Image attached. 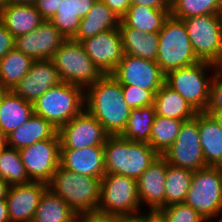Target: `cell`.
<instances>
[{
	"label": "cell",
	"instance_id": "cell-31",
	"mask_svg": "<svg viewBox=\"0 0 222 222\" xmlns=\"http://www.w3.org/2000/svg\"><path fill=\"white\" fill-rule=\"evenodd\" d=\"M34 59L19 52L16 48L0 59V86L13 90L18 82L29 72Z\"/></svg>",
	"mask_w": 222,
	"mask_h": 222
},
{
	"label": "cell",
	"instance_id": "cell-26",
	"mask_svg": "<svg viewBox=\"0 0 222 222\" xmlns=\"http://www.w3.org/2000/svg\"><path fill=\"white\" fill-rule=\"evenodd\" d=\"M125 55L155 61L158 52V33H144L138 29L127 27L122 21L119 25Z\"/></svg>",
	"mask_w": 222,
	"mask_h": 222
},
{
	"label": "cell",
	"instance_id": "cell-43",
	"mask_svg": "<svg viewBox=\"0 0 222 222\" xmlns=\"http://www.w3.org/2000/svg\"><path fill=\"white\" fill-rule=\"evenodd\" d=\"M121 19L128 11L131 0H101Z\"/></svg>",
	"mask_w": 222,
	"mask_h": 222
},
{
	"label": "cell",
	"instance_id": "cell-47",
	"mask_svg": "<svg viewBox=\"0 0 222 222\" xmlns=\"http://www.w3.org/2000/svg\"><path fill=\"white\" fill-rule=\"evenodd\" d=\"M0 222H10L6 199L0 200Z\"/></svg>",
	"mask_w": 222,
	"mask_h": 222
},
{
	"label": "cell",
	"instance_id": "cell-25",
	"mask_svg": "<svg viewBox=\"0 0 222 222\" xmlns=\"http://www.w3.org/2000/svg\"><path fill=\"white\" fill-rule=\"evenodd\" d=\"M96 0H61L54 16L49 20L66 39L73 38L79 23Z\"/></svg>",
	"mask_w": 222,
	"mask_h": 222
},
{
	"label": "cell",
	"instance_id": "cell-37",
	"mask_svg": "<svg viewBox=\"0 0 222 222\" xmlns=\"http://www.w3.org/2000/svg\"><path fill=\"white\" fill-rule=\"evenodd\" d=\"M124 100L130 109L154 105L155 94L158 90H145L137 86L121 85Z\"/></svg>",
	"mask_w": 222,
	"mask_h": 222
},
{
	"label": "cell",
	"instance_id": "cell-12",
	"mask_svg": "<svg viewBox=\"0 0 222 222\" xmlns=\"http://www.w3.org/2000/svg\"><path fill=\"white\" fill-rule=\"evenodd\" d=\"M19 153L29 179L48 183L60 165L59 134L57 133L51 139L21 148Z\"/></svg>",
	"mask_w": 222,
	"mask_h": 222
},
{
	"label": "cell",
	"instance_id": "cell-3",
	"mask_svg": "<svg viewBox=\"0 0 222 222\" xmlns=\"http://www.w3.org/2000/svg\"><path fill=\"white\" fill-rule=\"evenodd\" d=\"M101 179L79 175L63 168H57L48 189L63 198L77 213L96 211L100 202Z\"/></svg>",
	"mask_w": 222,
	"mask_h": 222
},
{
	"label": "cell",
	"instance_id": "cell-21",
	"mask_svg": "<svg viewBox=\"0 0 222 222\" xmlns=\"http://www.w3.org/2000/svg\"><path fill=\"white\" fill-rule=\"evenodd\" d=\"M58 133L51 123L34 114L16 130L6 136V146L20 150L36 142L53 138Z\"/></svg>",
	"mask_w": 222,
	"mask_h": 222
},
{
	"label": "cell",
	"instance_id": "cell-29",
	"mask_svg": "<svg viewBox=\"0 0 222 222\" xmlns=\"http://www.w3.org/2000/svg\"><path fill=\"white\" fill-rule=\"evenodd\" d=\"M170 9H154L144 5L131 4L121 21L127 26L144 33H158L169 17Z\"/></svg>",
	"mask_w": 222,
	"mask_h": 222
},
{
	"label": "cell",
	"instance_id": "cell-17",
	"mask_svg": "<svg viewBox=\"0 0 222 222\" xmlns=\"http://www.w3.org/2000/svg\"><path fill=\"white\" fill-rule=\"evenodd\" d=\"M47 188L48 183L42 181L10 185L6 197L10 222H32L40 199Z\"/></svg>",
	"mask_w": 222,
	"mask_h": 222
},
{
	"label": "cell",
	"instance_id": "cell-23",
	"mask_svg": "<svg viewBox=\"0 0 222 222\" xmlns=\"http://www.w3.org/2000/svg\"><path fill=\"white\" fill-rule=\"evenodd\" d=\"M0 21L16 38L33 31L44 20L35 5H2Z\"/></svg>",
	"mask_w": 222,
	"mask_h": 222
},
{
	"label": "cell",
	"instance_id": "cell-42",
	"mask_svg": "<svg viewBox=\"0 0 222 222\" xmlns=\"http://www.w3.org/2000/svg\"><path fill=\"white\" fill-rule=\"evenodd\" d=\"M77 219L80 222H115V215L96 210L77 214Z\"/></svg>",
	"mask_w": 222,
	"mask_h": 222
},
{
	"label": "cell",
	"instance_id": "cell-1",
	"mask_svg": "<svg viewBox=\"0 0 222 222\" xmlns=\"http://www.w3.org/2000/svg\"><path fill=\"white\" fill-rule=\"evenodd\" d=\"M85 108L109 136L120 135L131 109L124 100L121 84L111 75H102L85 90Z\"/></svg>",
	"mask_w": 222,
	"mask_h": 222
},
{
	"label": "cell",
	"instance_id": "cell-51",
	"mask_svg": "<svg viewBox=\"0 0 222 222\" xmlns=\"http://www.w3.org/2000/svg\"><path fill=\"white\" fill-rule=\"evenodd\" d=\"M213 71L215 70V76L222 82V58L215 62Z\"/></svg>",
	"mask_w": 222,
	"mask_h": 222
},
{
	"label": "cell",
	"instance_id": "cell-6",
	"mask_svg": "<svg viewBox=\"0 0 222 222\" xmlns=\"http://www.w3.org/2000/svg\"><path fill=\"white\" fill-rule=\"evenodd\" d=\"M51 61L61 80L86 90L103 74L98 70L82 44L72 38L66 39L53 54Z\"/></svg>",
	"mask_w": 222,
	"mask_h": 222
},
{
	"label": "cell",
	"instance_id": "cell-10",
	"mask_svg": "<svg viewBox=\"0 0 222 222\" xmlns=\"http://www.w3.org/2000/svg\"><path fill=\"white\" fill-rule=\"evenodd\" d=\"M200 61L214 64L222 58V25L218 14L182 19Z\"/></svg>",
	"mask_w": 222,
	"mask_h": 222
},
{
	"label": "cell",
	"instance_id": "cell-13",
	"mask_svg": "<svg viewBox=\"0 0 222 222\" xmlns=\"http://www.w3.org/2000/svg\"><path fill=\"white\" fill-rule=\"evenodd\" d=\"M58 134L61 149H82L104 145L109 136L103 126L86 109L63 125Z\"/></svg>",
	"mask_w": 222,
	"mask_h": 222
},
{
	"label": "cell",
	"instance_id": "cell-24",
	"mask_svg": "<svg viewBox=\"0 0 222 222\" xmlns=\"http://www.w3.org/2000/svg\"><path fill=\"white\" fill-rule=\"evenodd\" d=\"M33 115V103L7 90L0 101V131L6 137Z\"/></svg>",
	"mask_w": 222,
	"mask_h": 222
},
{
	"label": "cell",
	"instance_id": "cell-56",
	"mask_svg": "<svg viewBox=\"0 0 222 222\" xmlns=\"http://www.w3.org/2000/svg\"><path fill=\"white\" fill-rule=\"evenodd\" d=\"M4 0H0V8L2 7Z\"/></svg>",
	"mask_w": 222,
	"mask_h": 222
},
{
	"label": "cell",
	"instance_id": "cell-33",
	"mask_svg": "<svg viewBox=\"0 0 222 222\" xmlns=\"http://www.w3.org/2000/svg\"><path fill=\"white\" fill-rule=\"evenodd\" d=\"M193 170L169 165L165 179V207L184 203L192 183Z\"/></svg>",
	"mask_w": 222,
	"mask_h": 222
},
{
	"label": "cell",
	"instance_id": "cell-11",
	"mask_svg": "<svg viewBox=\"0 0 222 222\" xmlns=\"http://www.w3.org/2000/svg\"><path fill=\"white\" fill-rule=\"evenodd\" d=\"M161 156L174 167L193 171L207 167L200 143L198 113L183 122L176 140Z\"/></svg>",
	"mask_w": 222,
	"mask_h": 222
},
{
	"label": "cell",
	"instance_id": "cell-2",
	"mask_svg": "<svg viewBox=\"0 0 222 222\" xmlns=\"http://www.w3.org/2000/svg\"><path fill=\"white\" fill-rule=\"evenodd\" d=\"M104 146L105 172L137 180L159 154L146 142L108 136Z\"/></svg>",
	"mask_w": 222,
	"mask_h": 222
},
{
	"label": "cell",
	"instance_id": "cell-4",
	"mask_svg": "<svg viewBox=\"0 0 222 222\" xmlns=\"http://www.w3.org/2000/svg\"><path fill=\"white\" fill-rule=\"evenodd\" d=\"M34 114L60 129L85 109V90L65 82L51 87L33 103Z\"/></svg>",
	"mask_w": 222,
	"mask_h": 222
},
{
	"label": "cell",
	"instance_id": "cell-9",
	"mask_svg": "<svg viewBox=\"0 0 222 222\" xmlns=\"http://www.w3.org/2000/svg\"><path fill=\"white\" fill-rule=\"evenodd\" d=\"M140 205L137 180L114 173L104 174L98 211L111 215H130L138 213Z\"/></svg>",
	"mask_w": 222,
	"mask_h": 222
},
{
	"label": "cell",
	"instance_id": "cell-35",
	"mask_svg": "<svg viewBox=\"0 0 222 222\" xmlns=\"http://www.w3.org/2000/svg\"><path fill=\"white\" fill-rule=\"evenodd\" d=\"M0 178L9 185L31 182L25 171L19 150L8 148L6 145L0 149Z\"/></svg>",
	"mask_w": 222,
	"mask_h": 222
},
{
	"label": "cell",
	"instance_id": "cell-8",
	"mask_svg": "<svg viewBox=\"0 0 222 222\" xmlns=\"http://www.w3.org/2000/svg\"><path fill=\"white\" fill-rule=\"evenodd\" d=\"M184 203L197 211L204 222L222 214V167L207 166L194 171Z\"/></svg>",
	"mask_w": 222,
	"mask_h": 222
},
{
	"label": "cell",
	"instance_id": "cell-18",
	"mask_svg": "<svg viewBox=\"0 0 222 222\" xmlns=\"http://www.w3.org/2000/svg\"><path fill=\"white\" fill-rule=\"evenodd\" d=\"M63 82L51 59L34 60L29 72L12 90L27 102L34 103L51 87Z\"/></svg>",
	"mask_w": 222,
	"mask_h": 222
},
{
	"label": "cell",
	"instance_id": "cell-58",
	"mask_svg": "<svg viewBox=\"0 0 222 222\" xmlns=\"http://www.w3.org/2000/svg\"><path fill=\"white\" fill-rule=\"evenodd\" d=\"M73 222H80L77 218Z\"/></svg>",
	"mask_w": 222,
	"mask_h": 222
},
{
	"label": "cell",
	"instance_id": "cell-41",
	"mask_svg": "<svg viewBox=\"0 0 222 222\" xmlns=\"http://www.w3.org/2000/svg\"><path fill=\"white\" fill-rule=\"evenodd\" d=\"M15 48V38L0 21V59Z\"/></svg>",
	"mask_w": 222,
	"mask_h": 222
},
{
	"label": "cell",
	"instance_id": "cell-30",
	"mask_svg": "<svg viewBox=\"0 0 222 222\" xmlns=\"http://www.w3.org/2000/svg\"><path fill=\"white\" fill-rule=\"evenodd\" d=\"M77 213L50 189L43 193L32 222H73Z\"/></svg>",
	"mask_w": 222,
	"mask_h": 222
},
{
	"label": "cell",
	"instance_id": "cell-55",
	"mask_svg": "<svg viewBox=\"0 0 222 222\" xmlns=\"http://www.w3.org/2000/svg\"><path fill=\"white\" fill-rule=\"evenodd\" d=\"M7 90L4 89L3 87L0 86V101L2 99V96L4 95V93L6 92Z\"/></svg>",
	"mask_w": 222,
	"mask_h": 222
},
{
	"label": "cell",
	"instance_id": "cell-19",
	"mask_svg": "<svg viewBox=\"0 0 222 222\" xmlns=\"http://www.w3.org/2000/svg\"><path fill=\"white\" fill-rule=\"evenodd\" d=\"M167 161L159 155L137 179L140 204L145 202L149 209L165 207V179Z\"/></svg>",
	"mask_w": 222,
	"mask_h": 222
},
{
	"label": "cell",
	"instance_id": "cell-22",
	"mask_svg": "<svg viewBox=\"0 0 222 222\" xmlns=\"http://www.w3.org/2000/svg\"><path fill=\"white\" fill-rule=\"evenodd\" d=\"M121 19L109 6L96 0L88 14L81 19L78 30L72 38L78 42L93 37L98 33L118 28Z\"/></svg>",
	"mask_w": 222,
	"mask_h": 222
},
{
	"label": "cell",
	"instance_id": "cell-39",
	"mask_svg": "<svg viewBox=\"0 0 222 222\" xmlns=\"http://www.w3.org/2000/svg\"><path fill=\"white\" fill-rule=\"evenodd\" d=\"M222 111V82L214 75L212 77L209 101L205 112Z\"/></svg>",
	"mask_w": 222,
	"mask_h": 222
},
{
	"label": "cell",
	"instance_id": "cell-40",
	"mask_svg": "<svg viewBox=\"0 0 222 222\" xmlns=\"http://www.w3.org/2000/svg\"><path fill=\"white\" fill-rule=\"evenodd\" d=\"M61 0H37L35 6L43 20H50L59 8Z\"/></svg>",
	"mask_w": 222,
	"mask_h": 222
},
{
	"label": "cell",
	"instance_id": "cell-28",
	"mask_svg": "<svg viewBox=\"0 0 222 222\" xmlns=\"http://www.w3.org/2000/svg\"><path fill=\"white\" fill-rule=\"evenodd\" d=\"M154 107L156 115L176 120L187 121L197 114L179 93L165 83L155 94Z\"/></svg>",
	"mask_w": 222,
	"mask_h": 222
},
{
	"label": "cell",
	"instance_id": "cell-16",
	"mask_svg": "<svg viewBox=\"0 0 222 222\" xmlns=\"http://www.w3.org/2000/svg\"><path fill=\"white\" fill-rule=\"evenodd\" d=\"M66 40L59 30L48 20H44L33 31L17 36L15 48L34 60L51 59Z\"/></svg>",
	"mask_w": 222,
	"mask_h": 222
},
{
	"label": "cell",
	"instance_id": "cell-48",
	"mask_svg": "<svg viewBox=\"0 0 222 222\" xmlns=\"http://www.w3.org/2000/svg\"><path fill=\"white\" fill-rule=\"evenodd\" d=\"M37 0H4L3 5H35Z\"/></svg>",
	"mask_w": 222,
	"mask_h": 222
},
{
	"label": "cell",
	"instance_id": "cell-45",
	"mask_svg": "<svg viewBox=\"0 0 222 222\" xmlns=\"http://www.w3.org/2000/svg\"><path fill=\"white\" fill-rule=\"evenodd\" d=\"M131 4L144 5L154 9H170L162 0H131Z\"/></svg>",
	"mask_w": 222,
	"mask_h": 222
},
{
	"label": "cell",
	"instance_id": "cell-27",
	"mask_svg": "<svg viewBox=\"0 0 222 222\" xmlns=\"http://www.w3.org/2000/svg\"><path fill=\"white\" fill-rule=\"evenodd\" d=\"M198 129L206 165L222 167V130L214 119L204 112L198 113Z\"/></svg>",
	"mask_w": 222,
	"mask_h": 222
},
{
	"label": "cell",
	"instance_id": "cell-49",
	"mask_svg": "<svg viewBox=\"0 0 222 222\" xmlns=\"http://www.w3.org/2000/svg\"><path fill=\"white\" fill-rule=\"evenodd\" d=\"M10 185L0 178V200L6 199Z\"/></svg>",
	"mask_w": 222,
	"mask_h": 222
},
{
	"label": "cell",
	"instance_id": "cell-38",
	"mask_svg": "<svg viewBox=\"0 0 222 222\" xmlns=\"http://www.w3.org/2000/svg\"><path fill=\"white\" fill-rule=\"evenodd\" d=\"M168 222H204V218L185 203L172 204L160 209Z\"/></svg>",
	"mask_w": 222,
	"mask_h": 222
},
{
	"label": "cell",
	"instance_id": "cell-15",
	"mask_svg": "<svg viewBox=\"0 0 222 222\" xmlns=\"http://www.w3.org/2000/svg\"><path fill=\"white\" fill-rule=\"evenodd\" d=\"M103 74H112L124 57L119 28L110 29L80 42Z\"/></svg>",
	"mask_w": 222,
	"mask_h": 222
},
{
	"label": "cell",
	"instance_id": "cell-46",
	"mask_svg": "<svg viewBox=\"0 0 222 222\" xmlns=\"http://www.w3.org/2000/svg\"><path fill=\"white\" fill-rule=\"evenodd\" d=\"M115 222H141V214L115 215Z\"/></svg>",
	"mask_w": 222,
	"mask_h": 222
},
{
	"label": "cell",
	"instance_id": "cell-36",
	"mask_svg": "<svg viewBox=\"0 0 222 222\" xmlns=\"http://www.w3.org/2000/svg\"><path fill=\"white\" fill-rule=\"evenodd\" d=\"M221 0H176L170 7V15L177 19L218 14Z\"/></svg>",
	"mask_w": 222,
	"mask_h": 222
},
{
	"label": "cell",
	"instance_id": "cell-7",
	"mask_svg": "<svg viewBox=\"0 0 222 222\" xmlns=\"http://www.w3.org/2000/svg\"><path fill=\"white\" fill-rule=\"evenodd\" d=\"M212 67V63L200 61L192 66L174 69L165 74L164 83L179 93L197 113L205 112L211 77L215 75L213 73V76L207 77L206 71Z\"/></svg>",
	"mask_w": 222,
	"mask_h": 222
},
{
	"label": "cell",
	"instance_id": "cell-53",
	"mask_svg": "<svg viewBox=\"0 0 222 222\" xmlns=\"http://www.w3.org/2000/svg\"><path fill=\"white\" fill-rule=\"evenodd\" d=\"M218 17H219V21L222 25V0L220 2V8H219V12H218Z\"/></svg>",
	"mask_w": 222,
	"mask_h": 222
},
{
	"label": "cell",
	"instance_id": "cell-20",
	"mask_svg": "<svg viewBox=\"0 0 222 222\" xmlns=\"http://www.w3.org/2000/svg\"><path fill=\"white\" fill-rule=\"evenodd\" d=\"M60 165L79 175L102 179L105 172L104 146L61 149Z\"/></svg>",
	"mask_w": 222,
	"mask_h": 222
},
{
	"label": "cell",
	"instance_id": "cell-32",
	"mask_svg": "<svg viewBox=\"0 0 222 222\" xmlns=\"http://www.w3.org/2000/svg\"><path fill=\"white\" fill-rule=\"evenodd\" d=\"M155 116L154 105L131 109L124 131L119 136L129 141L148 143Z\"/></svg>",
	"mask_w": 222,
	"mask_h": 222
},
{
	"label": "cell",
	"instance_id": "cell-5",
	"mask_svg": "<svg viewBox=\"0 0 222 222\" xmlns=\"http://www.w3.org/2000/svg\"><path fill=\"white\" fill-rule=\"evenodd\" d=\"M158 39L156 63L164 74L200 62L182 20L169 15L158 32Z\"/></svg>",
	"mask_w": 222,
	"mask_h": 222
},
{
	"label": "cell",
	"instance_id": "cell-54",
	"mask_svg": "<svg viewBox=\"0 0 222 222\" xmlns=\"http://www.w3.org/2000/svg\"><path fill=\"white\" fill-rule=\"evenodd\" d=\"M169 8L175 3L176 0H162Z\"/></svg>",
	"mask_w": 222,
	"mask_h": 222
},
{
	"label": "cell",
	"instance_id": "cell-52",
	"mask_svg": "<svg viewBox=\"0 0 222 222\" xmlns=\"http://www.w3.org/2000/svg\"><path fill=\"white\" fill-rule=\"evenodd\" d=\"M6 145V138L0 131V149L3 148Z\"/></svg>",
	"mask_w": 222,
	"mask_h": 222
},
{
	"label": "cell",
	"instance_id": "cell-34",
	"mask_svg": "<svg viewBox=\"0 0 222 222\" xmlns=\"http://www.w3.org/2000/svg\"><path fill=\"white\" fill-rule=\"evenodd\" d=\"M183 122V120L156 115L148 144L162 155L176 140Z\"/></svg>",
	"mask_w": 222,
	"mask_h": 222
},
{
	"label": "cell",
	"instance_id": "cell-44",
	"mask_svg": "<svg viewBox=\"0 0 222 222\" xmlns=\"http://www.w3.org/2000/svg\"><path fill=\"white\" fill-rule=\"evenodd\" d=\"M141 222H168L160 209H149L148 213H141Z\"/></svg>",
	"mask_w": 222,
	"mask_h": 222
},
{
	"label": "cell",
	"instance_id": "cell-57",
	"mask_svg": "<svg viewBox=\"0 0 222 222\" xmlns=\"http://www.w3.org/2000/svg\"><path fill=\"white\" fill-rule=\"evenodd\" d=\"M217 221L218 222H222V215H221V217Z\"/></svg>",
	"mask_w": 222,
	"mask_h": 222
},
{
	"label": "cell",
	"instance_id": "cell-14",
	"mask_svg": "<svg viewBox=\"0 0 222 222\" xmlns=\"http://www.w3.org/2000/svg\"><path fill=\"white\" fill-rule=\"evenodd\" d=\"M121 85L137 86L145 90H159L165 74L155 61L125 55L111 74Z\"/></svg>",
	"mask_w": 222,
	"mask_h": 222
},
{
	"label": "cell",
	"instance_id": "cell-50",
	"mask_svg": "<svg viewBox=\"0 0 222 222\" xmlns=\"http://www.w3.org/2000/svg\"><path fill=\"white\" fill-rule=\"evenodd\" d=\"M208 115H210L214 121L218 124L220 129L222 130V111L219 112H204Z\"/></svg>",
	"mask_w": 222,
	"mask_h": 222
}]
</instances>
